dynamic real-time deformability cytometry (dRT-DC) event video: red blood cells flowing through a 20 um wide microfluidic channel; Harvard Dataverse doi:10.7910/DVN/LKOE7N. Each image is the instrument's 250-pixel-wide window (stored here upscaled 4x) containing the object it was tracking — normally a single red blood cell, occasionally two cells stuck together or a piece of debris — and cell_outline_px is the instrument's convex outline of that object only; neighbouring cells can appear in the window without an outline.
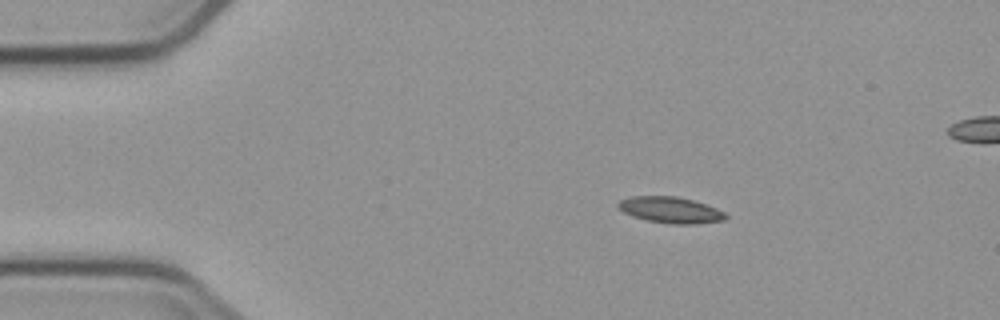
{"species": "common noctule bat (a hibernating species)", "species_latin": "Nyctalus noctula", "temperature_condition": "cold", "stored_images_in_passage": 4, "camera_frame_rate_fps": 3000, "um_per_image_px": 0.085, "animal": {"sex": "male", "body_mass_g": 23.1, "forearm_length_mm": 52.7}, "frame": {"image": 1, "passage_image": 1, "time_ms": 0.0, "image_size_px": [1000, 320], "cell_outline_px": [[728, 216], [724, 220], [696, 224], [672, 224], [648, 220], [632, 216], [624, 212], [616, 204], [620, 200], [632, 196], [676, 196], [692, 200], [716, 208], [724, 212]], "centroid_in_image_um": [56.99, 17.85], "position_along_channel_um": 28.0, "area_um2": 16.24}}